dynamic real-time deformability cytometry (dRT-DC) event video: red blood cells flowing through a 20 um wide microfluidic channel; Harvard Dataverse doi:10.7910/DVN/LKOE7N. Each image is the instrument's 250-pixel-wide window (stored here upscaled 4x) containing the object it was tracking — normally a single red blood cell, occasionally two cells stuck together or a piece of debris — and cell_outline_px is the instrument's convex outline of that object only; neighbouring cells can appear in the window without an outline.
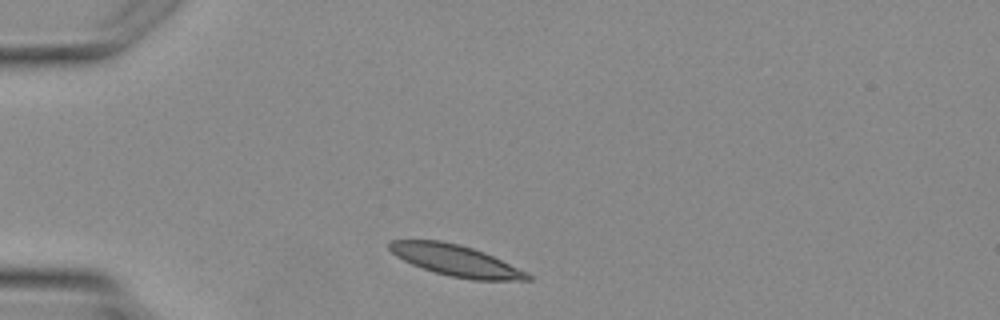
{"species": "Egyptian fruit bat (a non-hibernating species)", "species_latin": "Rousettus aegyptiacus", "temperature_condition": "warm", "stored_images_in_passage": 1, "camera_frame_rate_fps": 3000, "um_per_image_px": 0.085, "animal": {"sex": "female"}, "frame": {"image": 1, "passage_image": 1, "time_ms": 0.0, "image_size_px": [1000, 320], "cell_outline_px": [[532, 280], [472, 280], [452, 276], [436, 272], [412, 264], [396, 256], [388, 248], [388, 240], [440, 240], [472, 248], [484, 252], [528, 272], [532, 276]], "centroid_in_image_um": [38.76, 22.14], "position_along_channel_um": 46.2, "area_um2": 24.85}}